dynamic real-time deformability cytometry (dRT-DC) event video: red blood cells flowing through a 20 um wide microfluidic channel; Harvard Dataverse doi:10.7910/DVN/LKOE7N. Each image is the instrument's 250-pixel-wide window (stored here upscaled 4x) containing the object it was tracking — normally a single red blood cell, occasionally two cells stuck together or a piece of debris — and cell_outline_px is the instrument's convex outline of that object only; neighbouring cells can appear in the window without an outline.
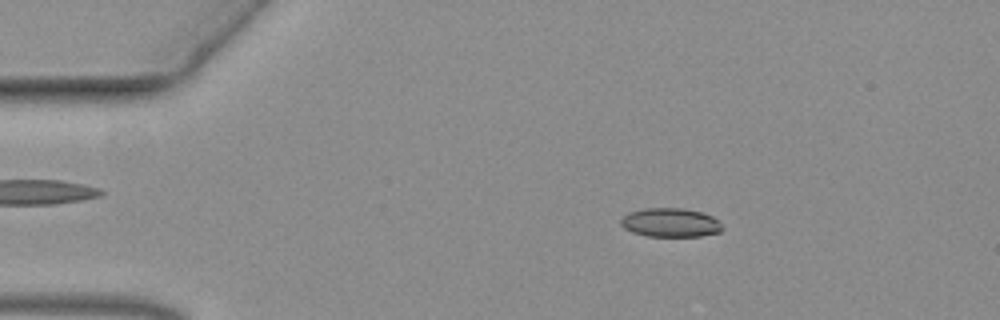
{"species": "common noctule bat (a hibernating species)", "species_latin": "Nyctalus noctula", "temperature_condition": "warm", "stored_images_in_passage": 13, "camera_frame_rate_fps": 3000, "um_per_image_px": 0.085, "animal": {"sex": "female", "body_mass_g": 19.3, "forearm_length_mm": 54.1}, "frame": {"image": 1, "passage_image": 7, "time_ms": 2.0, "image_size_px": [1000, 320], "cell_outline_px": [[724, 228], [720, 232], [700, 236], [644, 236], [632, 232], [624, 228], [620, 224], [620, 220], [628, 212], [644, 208], [684, 208], [700, 212], [712, 216]], "centroid_in_image_um": [56.95, 18.92], "position_along_channel_um": 28.0, "area_um2": 17.11}}